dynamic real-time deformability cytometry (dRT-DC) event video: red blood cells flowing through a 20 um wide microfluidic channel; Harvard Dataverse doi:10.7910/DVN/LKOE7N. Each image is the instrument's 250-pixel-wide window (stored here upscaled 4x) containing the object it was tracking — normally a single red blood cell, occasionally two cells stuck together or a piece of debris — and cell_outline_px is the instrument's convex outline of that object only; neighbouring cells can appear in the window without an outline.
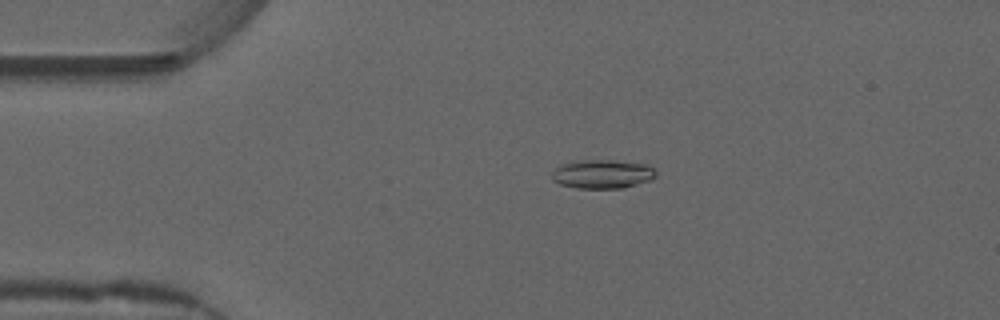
{"species": "common noctule bat (a hibernating species)", "species_latin": "Nyctalus noctula", "temperature_condition": "warm", "stored_images_in_passage": 50, "camera_frame_rate_fps": 3000, "um_per_image_px": 0.085, "animal": {"sex": "male", "forearm_length_mm": 52.5}, "frame": {"image": 1, "passage_image": 11, "time_ms": 3.333, "image_size_px": [1000, 320], "cell_outline_px": [[656, 176], [648, 180], [624, 188], [576, 188], [560, 184], [552, 180], [552, 172], [556, 168], [564, 164], [580, 160], [612, 160], [648, 164], [656, 172]], "centroid_in_image_um": [51.2, 14.79], "position_along_channel_um": 33.8, "area_um2": 17.34}}
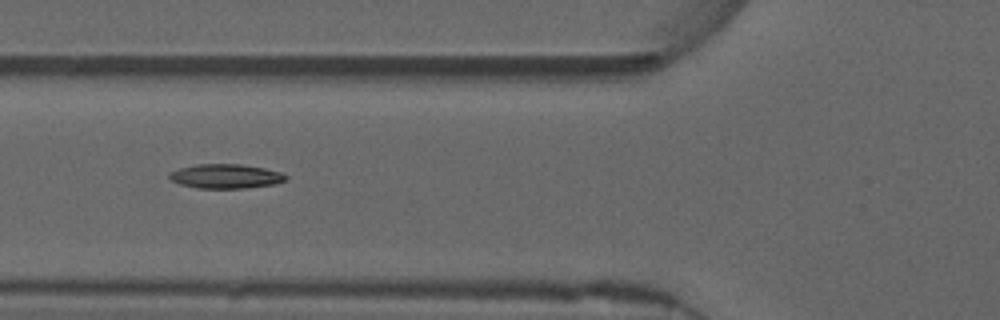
{"frame": {"image": 2, "passage_image": 20, "time_ms": 6.333, "image_size_px": [1000, 320], "cell_outline_px": [[288, 176], [284, 180], [276, 184], [244, 188], [196, 188], [180, 184], [172, 180], [168, 176], [172, 172], [180, 168], [196, 164], [240, 164], [264, 168], [280, 172]], "centroid_in_image_um": [19.19, 14.98], "position_along_channel_um": 106.6, "area_um2": 16.36}}
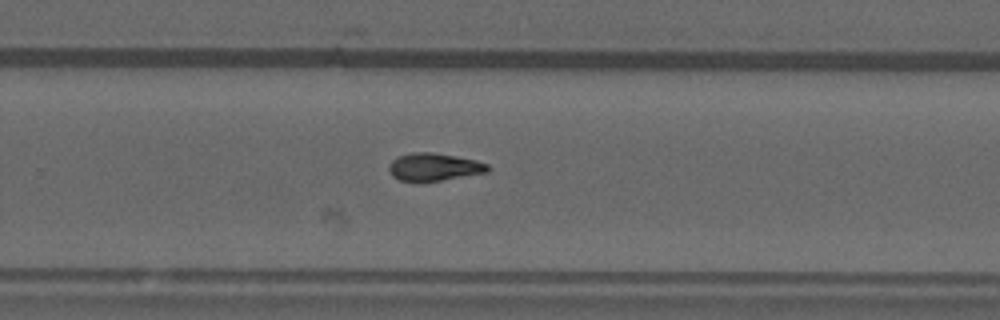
{"frame": {"image": 3, "passage_image": 35, "time_ms": 11.333, "image_size_px": [1000, 320], "cell_outline_px": [[488, 172], [440, 180], [400, 180], [392, 176], [388, 172], [388, 164], [392, 160], [400, 156], [412, 152], [432, 152], [476, 160], [488, 164]], "centroid_in_image_um": [36.86, 14.17], "position_along_channel_um": 292.9, "area_um2": 15.61}, "authors_computed_cell_mechanics": {"area_um2": 16.1262, "velocity_mm_per_s": 3.7317, "shape_relaxation_time_tau1_ms": null, "shape_relaxation_time_tau2_ms": 4.8295, "deformation_change_tau1": null, "deformation_change_tau2": 0.1206}}